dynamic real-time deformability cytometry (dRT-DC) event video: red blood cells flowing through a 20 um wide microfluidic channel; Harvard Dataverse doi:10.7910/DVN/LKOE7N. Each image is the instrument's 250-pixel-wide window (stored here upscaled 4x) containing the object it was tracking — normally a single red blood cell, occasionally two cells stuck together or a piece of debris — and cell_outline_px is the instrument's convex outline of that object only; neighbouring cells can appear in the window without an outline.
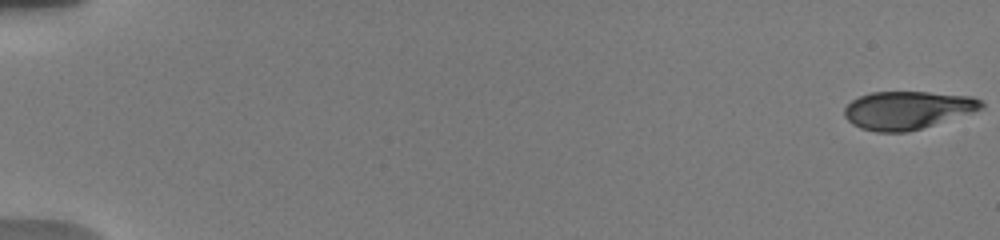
{"species": "human", "species_latin": "Homo sapiens", "temperature_condition": "warm", "stored_images_in_passage": 20, "camera_frame_rate_fps": 3000, "um_per_image_px": 0.085, "donor": {"sex": "male"}, "frame": {"image": 1, "passage_image": 1, "time_ms": 0.0, "image_size_px": [1000, 240], "cell_outline_px": [[984, 108], [972, 112], [908, 132], [876, 132], [860, 128], [852, 124], [844, 116], [844, 108], [852, 100], [860, 96], [872, 92], [928, 92], [972, 96], [980, 100], [984, 104]], "centroid_in_image_um": [77.1, 9.36], "position_along_channel_um": 7.9, "area_um2": 30.17}}
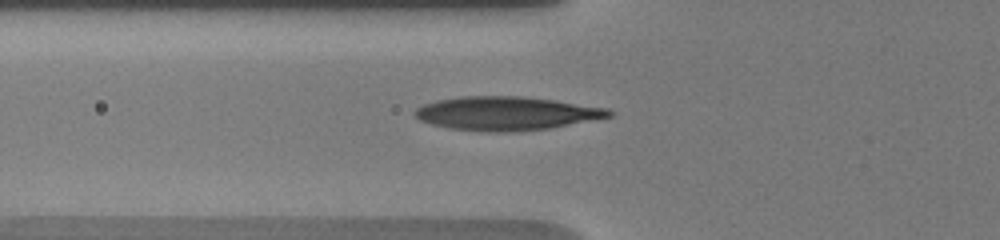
{"frame": {"image": 2, "passage_image": 12, "time_ms": 7.0, "image_size_px": [1000, 240], "cell_outline_px": [[616, 112], [612, 116], [548, 128], [500, 132], [496, 132], [448, 128], [432, 124], [420, 120], [412, 112], [416, 108], [424, 104], [436, 100], [460, 96], [524, 96], [556, 100], [608, 108]], "centroid_in_image_um": [43.03, 9.62], "position_along_channel_um": 82.8, "area_um2": 37.92}}
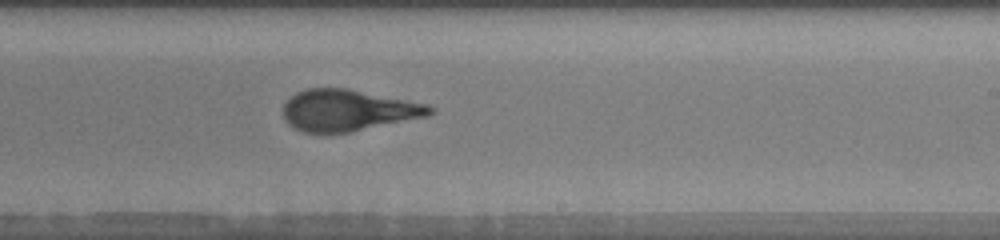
{"frame": {"image": 3, "passage_image": 20, "time_ms": 11.667, "image_size_px": [1000, 240], "cell_outline_px": [[436, 112], [428, 116], [348, 132], [304, 132], [288, 124], [284, 120], [284, 104], [296, 92], [308, 88], [348, 88], [428, 104], [436, 108]], "centroid_in_image_um": [29.61, 9.36], "position_along_channel_um": 259.4, "area_um2": 35.2}}